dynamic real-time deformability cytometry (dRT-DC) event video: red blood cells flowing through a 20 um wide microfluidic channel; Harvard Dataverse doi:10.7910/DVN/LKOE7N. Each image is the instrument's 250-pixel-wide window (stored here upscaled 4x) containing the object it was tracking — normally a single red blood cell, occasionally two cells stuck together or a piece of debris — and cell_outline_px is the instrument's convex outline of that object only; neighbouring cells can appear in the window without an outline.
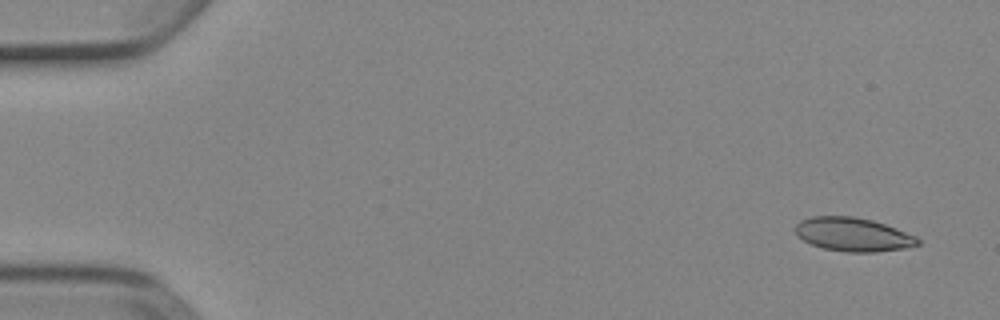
{"species": "Egyptian fruit bat (a non-hibernating species)", "species_latin": "Rousettus aegyptiacus", "temperature_condition": "cold", "stored_images_in_passage": 6, "camera_frame_rate_fps": 3000, "um_per_image_px": 0.085, "animal": {"sex": "female"}, "frame": {"image": 1, "passage_image": 1, "time_ms": 0.0, "image_size_px": [1000, 320], "cell_outline_px": [[920, 244], [904, 248], [876, 252], [844, 252], [824, 248], [812, 244], [804, 240], [796, 232], [796, 224], [800, 220], [812, 216], [852, 216], [872, 220], [896, 228], [916, 236], [920, 240]], "centroid_in_image_um": [72.53, 19.93], "position_along_channel_um": 12.5, "area_um2": 23.87}}
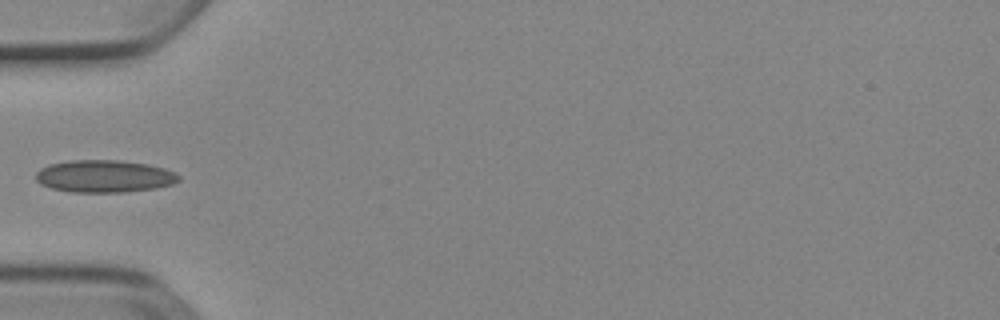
{"frame": {"image": 2, "passage_image": 5, "time_ms": 1.333, "image_size_px": [1000, 320], "cell_outline_px": [[180, 180], [172, 184], [156, 188], [124, 192], [72, 192], [52, 188], [40, 184], [36, 180], [36, 172], [40, 168], [48, 164], [68, 160], [116, 160], [148, 164], [164, 168], [180, 176]], "centroid_in_image_um": [8.84, 14.98], "position_along_channel_um": 76.2, "area_um2": 26.99}}
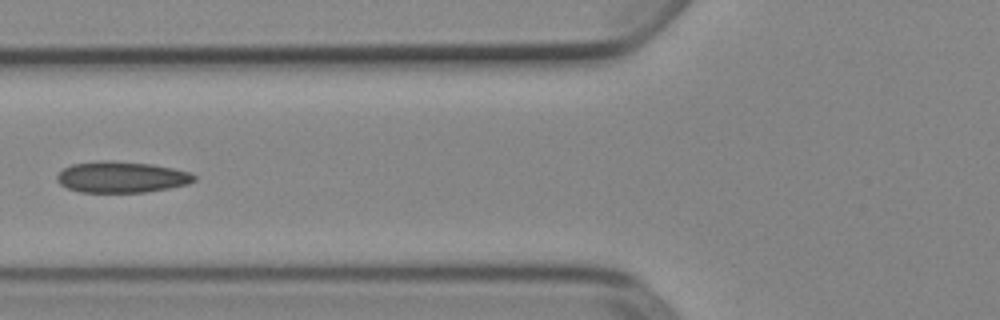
{"frame": {"image": 3, "passage_image": 6, "time_ms": 1.667, "image_size_px": [1000, 320], "cell_outline_px": [[196, 180], [188, 184], [168, 188], [144, 192], [80, 192], [68, 188], [60, 184], [56, 180], [56, 176], [64, 168], [72, 164], [100, 160], [112, 160], [152, 164], [172, 168], [188, 172], [196, 176]], "centroid_in_image_um": [10.31, 15.04], "position_along_channel_um": 115.5, "area_um2": 24.91}}